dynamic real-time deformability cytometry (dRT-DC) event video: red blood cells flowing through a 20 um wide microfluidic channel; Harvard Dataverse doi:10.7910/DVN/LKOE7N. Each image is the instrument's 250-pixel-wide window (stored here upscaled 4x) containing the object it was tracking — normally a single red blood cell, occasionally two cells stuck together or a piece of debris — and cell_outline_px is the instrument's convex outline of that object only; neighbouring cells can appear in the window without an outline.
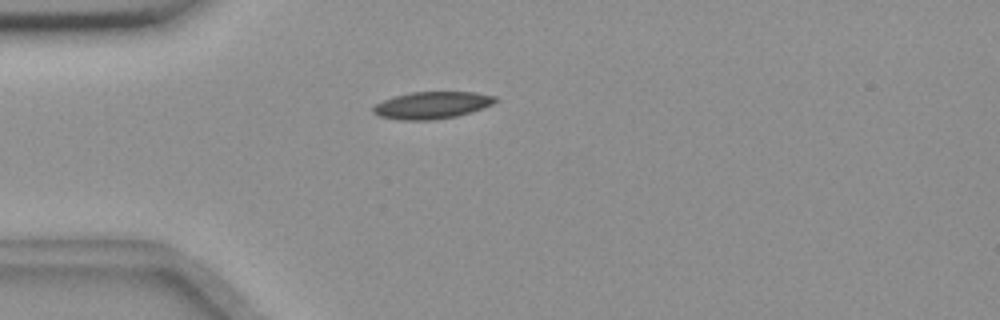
{"species": "common noctule bat (a hibernating species)", "species_latin": "Nyctalus noctula", "temperature_condition": "room temperature", "stored_images_in_passage": 1, "camera_frame_rate_fps": 3000, "um_per_image_px": 0.085, "animal": {"sex": "female", "body_mass_g": 18.4}, "frame": {"image": 1, "passage_image": 1, "time_ms": 0.0, "image_size_px": [1000, 320], "cell_outline_px": [[496, 100], [492, 104], [456, 116], [432, 120], [400, 120], [380, 116], [372, 112], [372, 108], [376, 104], [392, 96], [412, 92], [476, 92], [496, 96]], "centroid_in_image_um": [36.67, 8.93], "position_along_channel_um": 48.3, "area_um2": 19.07}}